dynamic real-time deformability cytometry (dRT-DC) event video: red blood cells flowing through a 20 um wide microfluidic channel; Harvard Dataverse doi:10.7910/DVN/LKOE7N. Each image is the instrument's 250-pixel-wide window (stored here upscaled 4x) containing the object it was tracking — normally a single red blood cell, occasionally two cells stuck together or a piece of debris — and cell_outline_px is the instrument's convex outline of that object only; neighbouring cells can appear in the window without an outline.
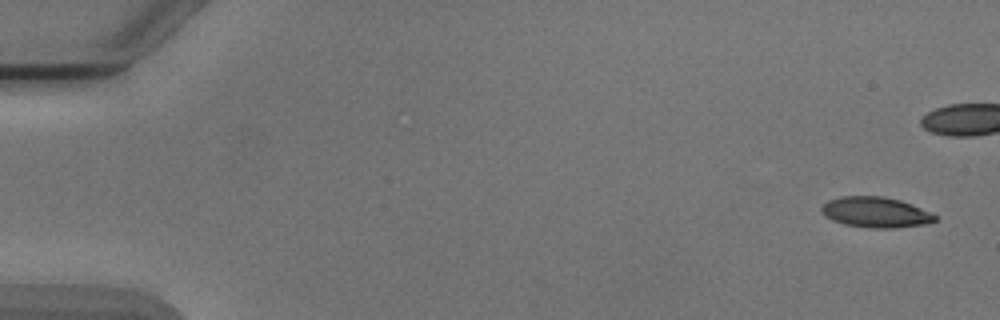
{"species": "Egyptian fruit bat (a non-hibernating species)", "species_latin": "Rousettus aegyptiacus", "temperature_condition": "cold", "stored_images_in_passage": 5, "camera_frame_rate_fps": 3000, "um_per_image_px": 0.085, "animal": {"sex": "male"}, "frame": {"image": 1, "passage_image": 1, "time_ms": 0.0, "image_size_px": [1000, 320], "cell_outline_px": [[936, 220], [924, 224], [892, 228], [872, 228], [844, 224], [832, 220], [820, 208], [828, 200], [840, 196], [884, 196], [900, 200], [912, 204], [932, 212], [936, 216]], "centroid_in_image_um": [74.45, 18.03], "position_along_channel_um": 10.5, "area_um2": 20.06}}